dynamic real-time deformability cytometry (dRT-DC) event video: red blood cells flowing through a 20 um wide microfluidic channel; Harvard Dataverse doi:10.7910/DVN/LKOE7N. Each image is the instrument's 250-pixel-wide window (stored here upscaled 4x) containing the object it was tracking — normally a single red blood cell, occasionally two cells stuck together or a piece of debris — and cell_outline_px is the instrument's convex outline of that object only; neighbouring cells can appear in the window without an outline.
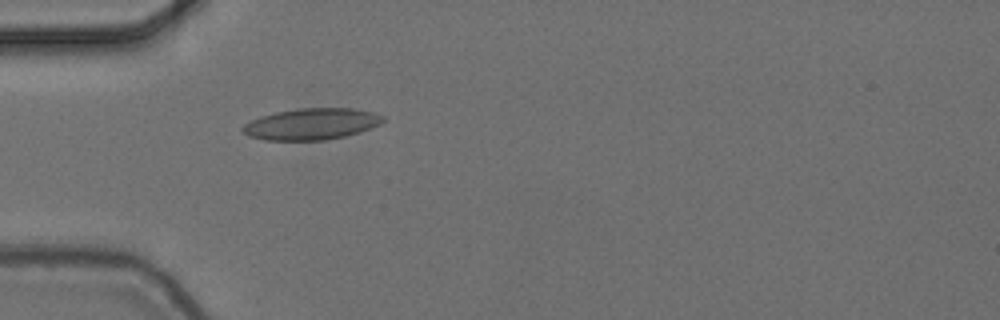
{"species": "common noctule bat (a hibernating species)", "species_latin": "Nyctalus noctula", "temperature_condition": "cold", "stored_images_in_passage": 6, "segment_of_instrument_passage": [2, 2], "camera_frame_rate_fps": 3000, "um_per_image_px": 0.085, "animal": {"sex": "female", "body_mass_g": 24.6, "forearm_length_mm": 56.2}, "frame": {"image": 1, "passage_image": 6, "time_ms": 1.667, "image_size_px": [1000, 320], "cell_outline_px": [[384, 120], [380, 124], [360, 132], [344, 136], [324, 140], [264, 140], [248, 136], [240, 128], [244, 124], [260, 116], [276, 112], [300, 108], [352, 108], [376, 112], [384, 116]], "centroid_in_image_um": [26.48, 10.53], "position_along_channel_um": 58.5, "area_um2": 25.72}}